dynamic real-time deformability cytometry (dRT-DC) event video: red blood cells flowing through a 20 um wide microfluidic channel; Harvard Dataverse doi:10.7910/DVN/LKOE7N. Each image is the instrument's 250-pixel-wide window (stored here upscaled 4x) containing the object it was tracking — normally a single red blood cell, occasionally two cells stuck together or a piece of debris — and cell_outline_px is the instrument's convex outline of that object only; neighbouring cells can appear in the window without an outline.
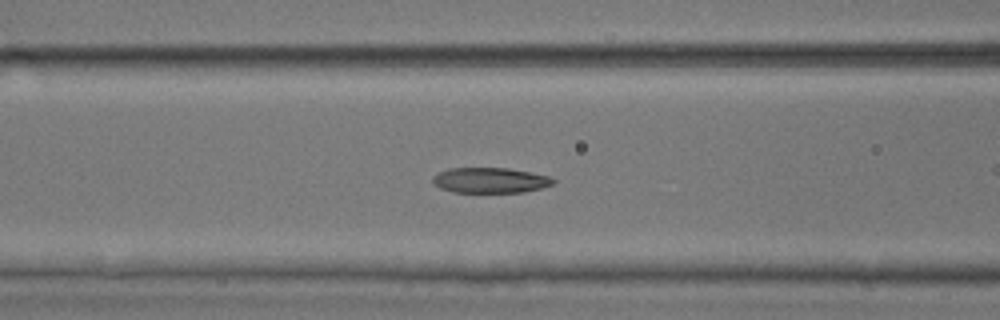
{"species": "common noctule bat (a hibernating species)", "species_latin": "Nyctalus noctula", "temperature_condition": "room temperature", "stored_images_in_passage": 46, "camera_frame_rate_fps": 3000, "um_per_image_px": 0.085, "animal": {"sex": "male", "body_mass_g": 17.9, "forearm_length_mm": 54.2}, "frame": {"image": 1, "passage_image": 22, "time_ms": 7.0, "image_size_px": [1000, 320], "cell_outline_px": [[556, 180], [552, 184], [540, 188], [524, 192], [452, 192], [440, 188], [432, 184], [432, 176], [448, 168], [508, 168], [548, 176]], "centroid_in_image_um": [41.61, 15.32], "position_along_channel_um": 125.0, "area_um2": 17.74}}
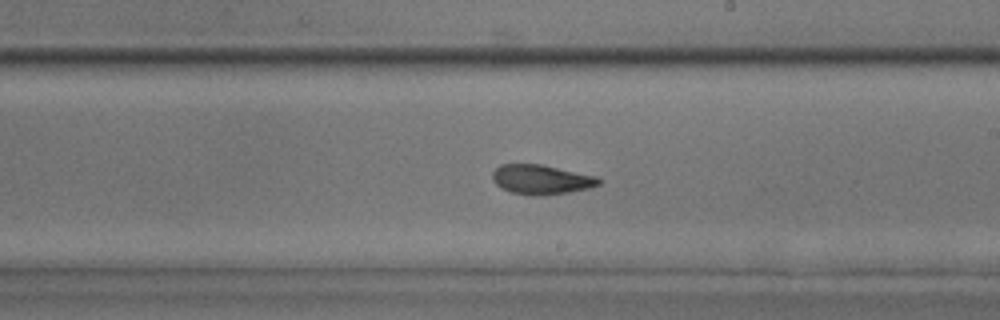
{"frame": {"image": 2, "passage_image": 31, "time_ms": 10.0, "image_size_px": [1000, 320], "cell_outline_px": [[600, 184], [588, 188], [568, 192], [540, 196], [532, 196], [512, 192], [500, 188], [492, 180], [492, 172], [500, 164], [540, 164], [600, 176]], "centroid_in_image_um": [46.0, 15.25], "position_along_channel_um": 243.0, "area_um2": 18.5}}
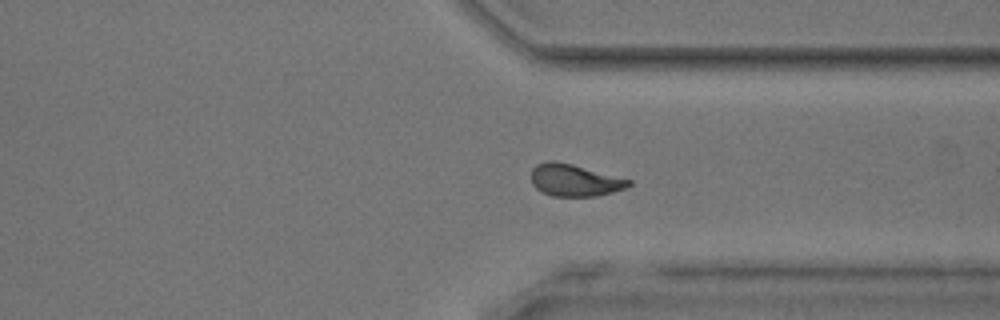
{"frame": {"image": 3, "passage_image": 40, "time_ms": 13.0, "image_size_px": [1000, 320], "cell_outline_px": [[632, 184], [624, 188], [612, 192], [596, 196], [552, 196], [540, 192], [532, 184], [532, 168], [536, 164], [548, 160], [556, 160], [572, 164], [632, 180]], "centroid_in_image_um": [48.81, 15.31], "position_along_channel_um": 362.6, "area_um2": 18.26}, "authors_computed_cell_mechanics": {"area_um2": 18.9006, "velocity_mm_per_s": 3.962, "shape_relaxation_time_tau1_ms": 4.5814, "shape_relaxation_time_tau2_ms": 1.4721, "deformation_change_tau1": 0.1605, "deformation_change_tau2": 0.0846}}